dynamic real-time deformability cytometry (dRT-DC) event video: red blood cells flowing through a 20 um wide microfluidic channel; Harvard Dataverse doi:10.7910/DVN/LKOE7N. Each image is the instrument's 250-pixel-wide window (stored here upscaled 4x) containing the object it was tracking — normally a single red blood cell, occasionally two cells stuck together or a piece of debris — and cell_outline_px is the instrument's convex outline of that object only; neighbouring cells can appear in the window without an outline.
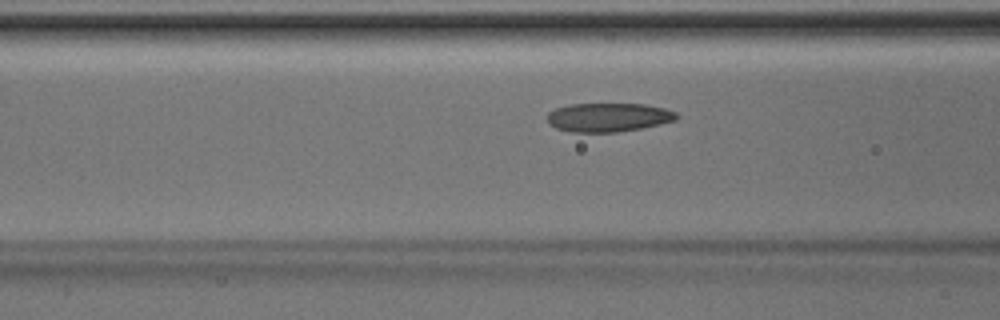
{"species": "Egyptian fruit bat (a non-hibernating species)", "species_latin": "Rousettus aegyptiacus", "temperature_condition": "room temperature", "stored_images_in_passage": 44, "camera_frame_rate_fps": 3000, "um_per_image_px": 0.085, "animal": {"sex": "male"}, "frame": {"image": 1, "passage_image": 15, "time_ms": 4.667, "image_size_px": [1000, 320], "cell_outline_px": [[680, 116], [676, 120], [660, 124], [640, 128], [616, 132], [572, 132], [556, 128], [548, 124], [548, 112], [556, 108], [568, 104], [644, 104], [664, 108], [676, 112]], "centroid_in_image_um": [51.71, 9.97], "position_along_channel_um": 114.9, "area_um2": 21.73}}
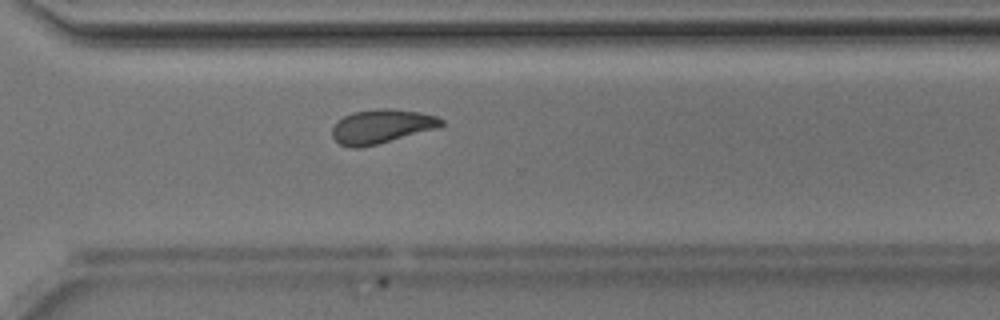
{"frame": {"image": 2, "passage_image": 31, "time_ms": 10.0, "image_size_px": [1000, 320], "cell_outline_px": [[444, 124], [436, 128], [376, 144], [356, 148], [352, 148], [340, 144], [332, 136], [332, 128], [344, 116], [352, 112], [380, 108], [388, 108], [420, 112], [436, 116], [444, 120]], "centroid_in_image_um": [32.42, 10.73], "position_along_channel_um": 338.2, "area_um2": 21.27}}
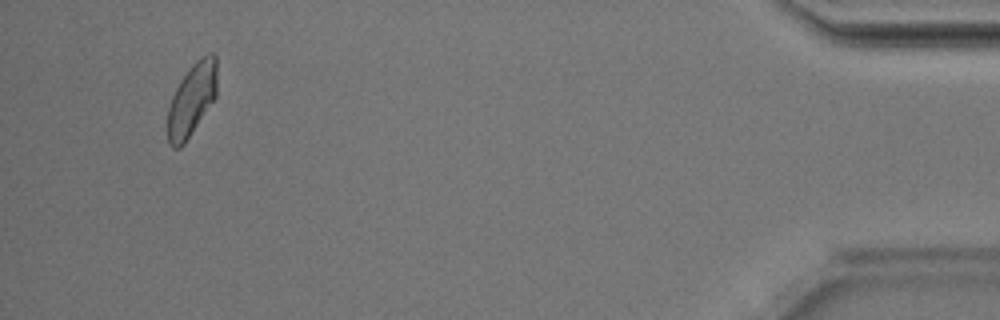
{"frame": {"image": 3, "passage_image": 42, "time_ms": 13.667, "image_size_px": [1000, 320], "cell_outline_px": [[216, 96], [184, 144], [180, 148], [172, 148], [168, 144], [168, 108], [172, 96], [180, 80], [192, 64], [196, 60], [208, 52], [212, 52], [216, 56]], "centroid_in_image_um": [16.29, 8.45], "position_along_channel_um": 418.9, "area_um2": 20.75}, "authors_computed_cell_mechanics": {"area_um2": 21.7617, "velocity_mm_per_s": 4.1943, "shape_relaxation_time_tau1_ms": 3.8521, "shape_relaxation_time_tau2_ms": 3.4406, "deformation_change_tau1": 0.1208, "deformation_change_tau2": 0.0763}}